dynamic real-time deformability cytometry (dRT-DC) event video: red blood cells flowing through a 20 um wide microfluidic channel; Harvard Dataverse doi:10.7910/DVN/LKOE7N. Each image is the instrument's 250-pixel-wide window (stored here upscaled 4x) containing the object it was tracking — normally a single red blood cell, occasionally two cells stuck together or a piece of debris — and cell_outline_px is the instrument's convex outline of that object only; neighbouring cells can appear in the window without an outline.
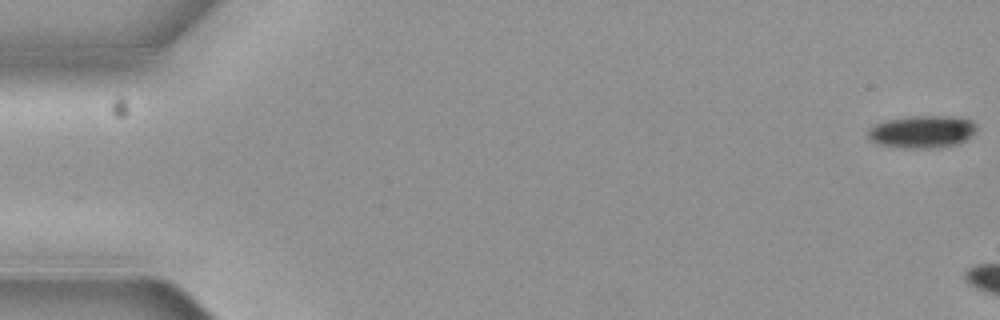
{"species": "common noctule bat (a hibernating species)", "species_latin": "Nyctalus noctula", "temperature_condition": "cold", "stored_images_in_passage": 3, "camera_frame_rate_fps": 3000, "um_per_image_px": 0.085, "animal": {"sex": "female", "body_mass_g": 19.3, "forearm_length_mm": 54.1}, "frame": {"image": 1, "passage_image": 1, "time_ms": 0.0, "image_size_px": [1000, 320], "cell_outline_px": [[976, 128], [964, 140], [952, 144], [928, 148], [908, 148], [876, 144], [868, 136], [868, 128], [876, 124], [888, 120], [912, 116], [944, 116], [968, 120]], "centroid_in_image_um": [78.27, 11.2], "position_along_channel_um": 6.7, "area_um2": 19.71}}